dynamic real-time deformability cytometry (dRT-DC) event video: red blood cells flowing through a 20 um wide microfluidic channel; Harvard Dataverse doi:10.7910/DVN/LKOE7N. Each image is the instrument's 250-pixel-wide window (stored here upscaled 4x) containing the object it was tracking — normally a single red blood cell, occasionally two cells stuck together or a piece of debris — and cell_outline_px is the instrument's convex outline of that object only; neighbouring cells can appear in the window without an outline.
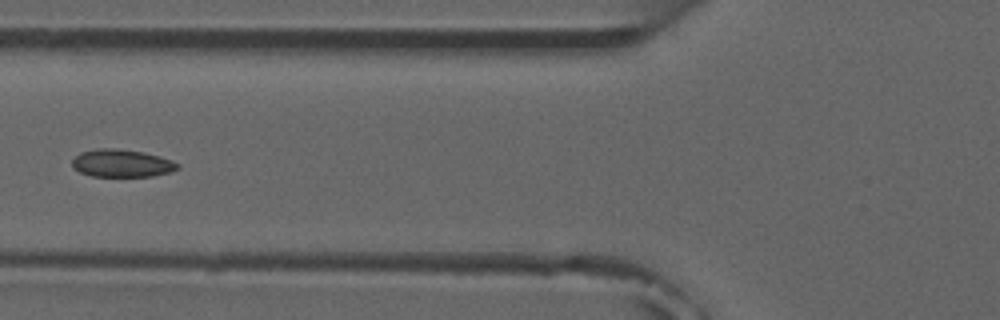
{"species": "common noctule bat (a hibernating species)", "species_latin": "Nyctalus noctula", "temperature_condition": "room temperature", "stored_images_in_passage": 6, "camera_frame_rate_fps": 3000, "um_per_image_px": 0.085, "animal": {"sex": "male", "forearm_length_mm": 52.5}, "frame": {"image": 1, "passage_image": 5, "time_ms": 5.667, "image_size_px": [1000, 320], "cell_outline_px": [[180, 168], [172, 172], [152, 176], [92, 176], [80, 172], [72, 168], [72, 160], [80, 152], [96, 148], [116, 148], [144, 152], [160, 156], [172, 160], [180, 164]], "centroid_in_image_um": [10.37, 13.87], "position_along_channel_um": 115.4, "area_um2": 17.22}}
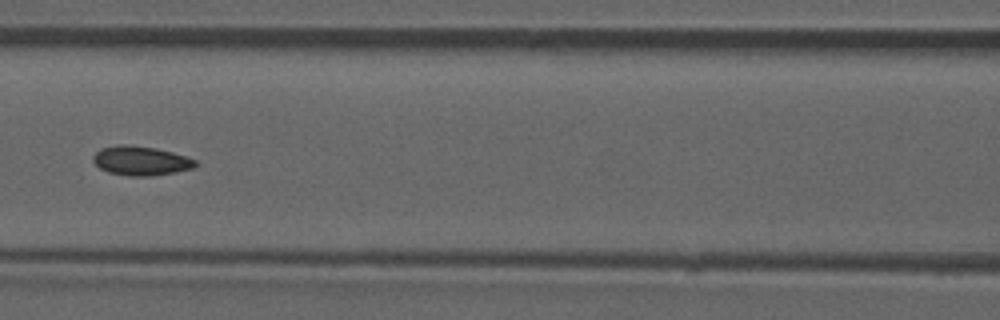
{"frame": {"image": 2, "passage_image": 6, "time_ms": 6.667, "image_size_px": [1000, 320], "cell_outline_px": [[196, 164], [192, 168], [176, 172], [152, 176], [128, 176], [108, 172], [100, 168], [92, 160], [92, 156], [100, 148], [120, 144], [128, 144], [156, 148], [172, 152], [196, 160]], "centroid_in_image_um": [11.93, 13.66], "position_along_channel_um": 154.7, "area_um2": 17.46}}